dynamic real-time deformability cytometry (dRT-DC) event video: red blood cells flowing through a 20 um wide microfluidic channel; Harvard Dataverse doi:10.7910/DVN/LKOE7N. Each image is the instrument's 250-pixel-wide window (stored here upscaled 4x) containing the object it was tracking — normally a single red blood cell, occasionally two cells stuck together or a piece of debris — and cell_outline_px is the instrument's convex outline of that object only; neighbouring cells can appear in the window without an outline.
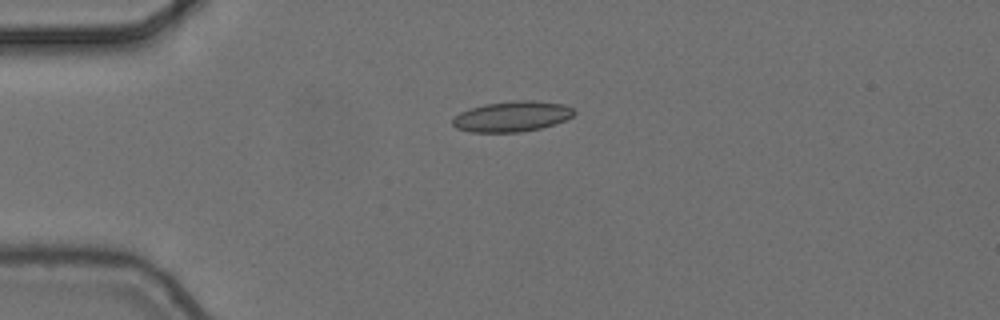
{"species": "common noctule bat (a hibernating species)", "species_latin": "Nyctalus noctula", "temperature_condition": "cold", "stored_images_in_passage": 6, "camera_frame_rate_fps": 3000, "um_per_image_px": 0.085, "animal": {"sex": "female", "body_mass_g": 24.6, "forearm_length_mm": 56.2}, "frame": {"image": 1, "passage_image": 1, "time_ms": 0.0, "image_size_px": [1000, 320], "cell_outline_px": [[576, 112], [572, 116], [556, 124], [540, 128], [520, 132], [472, 132], [456, 128], [452, 124], [452, 120], [460, 112], [484, 104], [516, 100], [532, 100], [564, 104], [572, 108]], "centroid_in_image_um": [43.53, 9.89], "position_along_channel_um": 41.5, "area_um2": 21.5}}
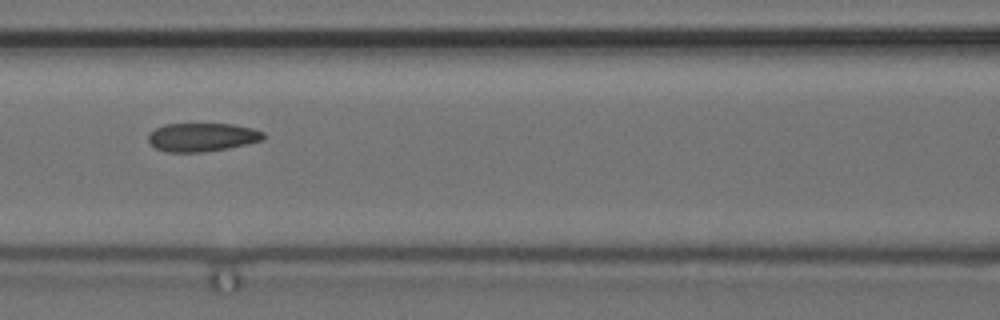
{"frame": {"image": 2, "passage_image": 4, "time_ms": 1.0, "image_size_px": [1000, 320], "cell_outline_px": [[264, 140], [228, 148], [204, 152], [168, 152], [156, 148], [148, 140], [148, 136], [156, 128], [164, 124], [232, 124], [252, 128], [264, 132]], "centroid_in_image_um": [17.2, 11.66], "position_along_channel_um": 149.4, "area_um2": 19.02}}
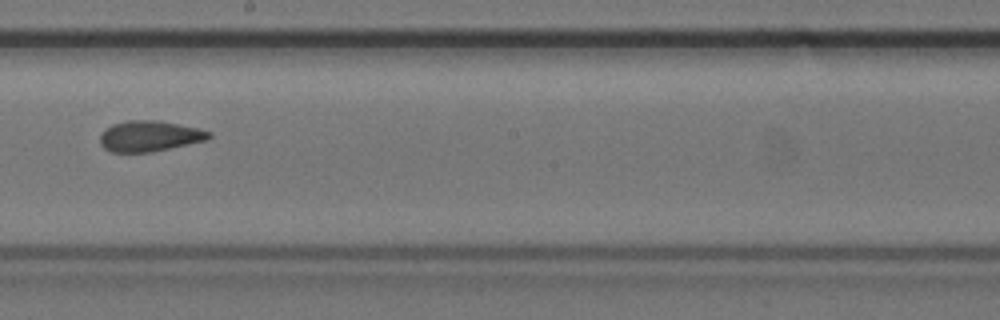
{"frame": {"image": 3, "passage_image": 6, "time_ms": 1.667, "image_size_px": [1000, 320], "cell_outline_px": [[212, 136], [208, 140], [152, 152], [112, 152], [104, 148], [100, 144], [100, 136], [104, 128], [112, 124], [128, 120], [156, 120], [196, 128], [212, 132]], "centroid_in_image_um": [12.69, 11.57], "position_along_channel_um": 235.5, "area_um2": 19.54}}